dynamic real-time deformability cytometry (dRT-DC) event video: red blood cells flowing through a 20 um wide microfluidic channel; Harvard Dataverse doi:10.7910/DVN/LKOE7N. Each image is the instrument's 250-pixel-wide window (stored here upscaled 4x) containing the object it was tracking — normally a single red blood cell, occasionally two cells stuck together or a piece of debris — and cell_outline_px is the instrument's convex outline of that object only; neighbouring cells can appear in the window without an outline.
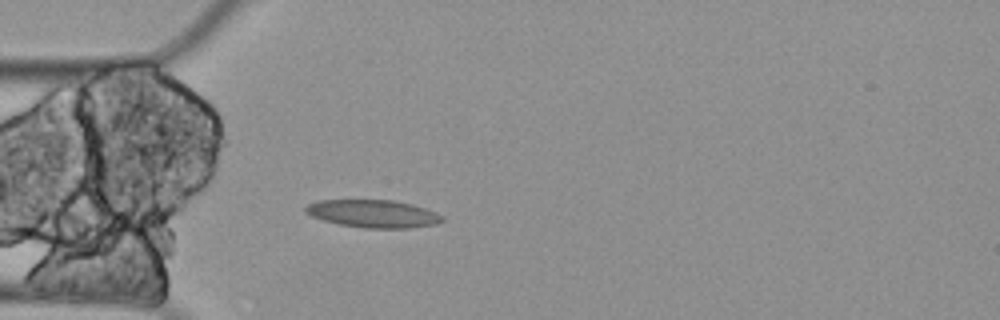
{"species": "Egyptian fruit bat (a non-hibernating species)", "species_latin": "Rousettus aegyptiacus", "temperature_condition": "cold", "stored_images_in_passage": 3, "camera_frame_rate_fps": 3000, "um_per_image_px": 0.085, "animal": {"sex": "female"}, "frame": {"image": 1, "passage_image": 3, "time_ms": 0.667, "image_size_px": [1000, 320], "cell_outline_px": [[444, 220], [436, 224], [408, 228], [364, 228], [340, 224], [324, 220], [312, 216], [304, 212], [304, 208], [308, 204], [320, 200], [392, 200], [412, 204], [436, 212], [444, 216]], "centroid_in_image_um": [31.73, 18.16], "position_along_channel_um": 53.3, "area_um2": 22.02}}